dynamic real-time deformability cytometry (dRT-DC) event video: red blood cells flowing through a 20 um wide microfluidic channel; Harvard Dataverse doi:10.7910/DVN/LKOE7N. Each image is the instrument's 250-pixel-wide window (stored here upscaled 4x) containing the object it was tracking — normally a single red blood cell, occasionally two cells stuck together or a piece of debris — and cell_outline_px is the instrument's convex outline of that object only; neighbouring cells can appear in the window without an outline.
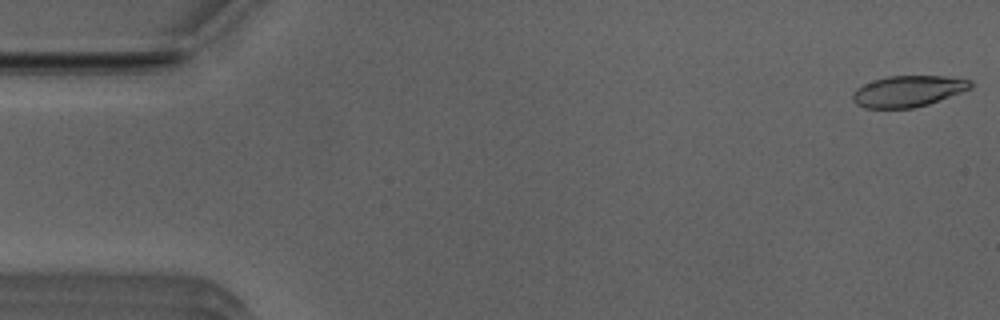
{"species": "Egyptian fruit bat (a non-hibernating species)", "species_latin": "Rousettus aegyptiacus", "temperature_condition": "room temperature", "stored_images_in_passage": 7, "camera_frame_rate_fps": 3000, "um_per_image_px": 0.085, "animal": {"sex": "male"}, "frame": {"image": 1, "passage_image": 1, "time_ms": 0.0, "image_size_px": [1000, 320], "cell_outline_px": [[972, 88], [928, 104], [912, 108], [864, 108], [856, 104], [852, 100], [852, 92], [856, 88], [864, 84], [888, 76], [944, 76], [972, 80]], "centroid_in_image_um": [77.17, 7.75], "position_along_channel_um": 7.8, "area_um2": 21.33}}